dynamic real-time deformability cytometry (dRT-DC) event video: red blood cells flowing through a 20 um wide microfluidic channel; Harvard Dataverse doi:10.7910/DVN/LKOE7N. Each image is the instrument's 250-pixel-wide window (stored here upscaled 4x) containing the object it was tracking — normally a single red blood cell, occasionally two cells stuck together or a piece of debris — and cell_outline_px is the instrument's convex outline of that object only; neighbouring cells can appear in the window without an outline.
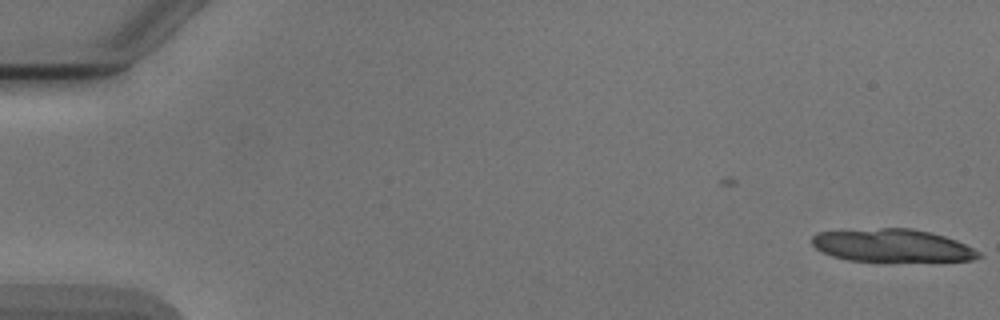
{"species": "Egyptian fruit bat (a non-hibernating species)", "species_latin": "Rousettus aegyptiacus", "temperature_condition": "cold", "stored_images_in_passage": 7, "camera_frame_rate_fps": 3000, "um_per_image_px": 0.085, "animal": {"sex": "male"}, "frame": {"image": 1, "passage_image": 1, "time_ms": 0.0, "image_size_px": [1000, 320], "cell_outline_px": [[984, 256], [972, 260], [888, 264], [848, 260], [832, 256], [816, 248], [812, 244], [812, 236], [816, 232], [880, 228], [912, 228], [944, 236], [956, 240], [980, 252]], "centroid_in_image_um": [75.86, 20.92], "position_along_channel_um": 9.1, "area_um2": 33.06}}
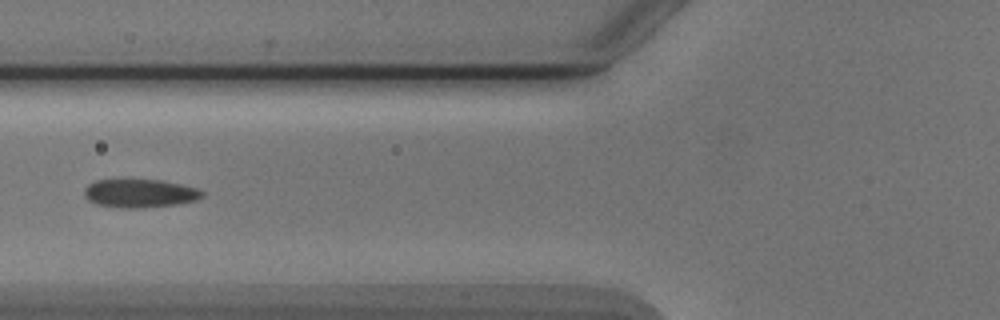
{"frame": {"image": 2, "passage_image": 6, "time_ms": 7.0, "image_size_px": [1000, 320], "cell_outline_px": [[204, 196], [196, 200], [176, 204], [144, 208], [120, 208], [96, 204], [88, 200], [84, 196], [84, 188], [88, 184], [96, 180], [164, 180], [200, 188], [204, 192]], "centroid_in_image_um": [11.91, 16.43], "position_along_channel_um": 113.9, "area_um2": 19.77}}
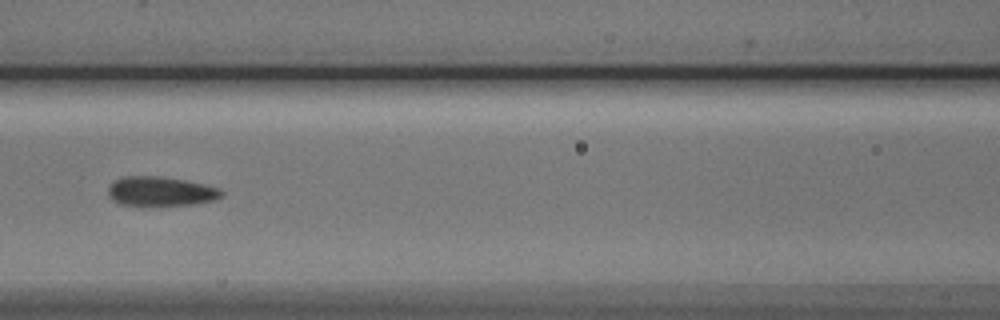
{"frame": {"image": 3, "passage_image": 7, "time_ms": 8.0, "image_size_px": [1000, 320], "cell_outline_px": [[224, 196], [216, 200], [192, 204], [120, 204], [112, 200], [108, 196], [108, 188], [112, 180], [124, 176], [160, 176], [184, 180], [204, 184], [220, 188], [224, 192]], "centroid_in_image_um": [13.66, 16.24], "position_along_channel_um": 152.9, "area_um2": 19.31}}